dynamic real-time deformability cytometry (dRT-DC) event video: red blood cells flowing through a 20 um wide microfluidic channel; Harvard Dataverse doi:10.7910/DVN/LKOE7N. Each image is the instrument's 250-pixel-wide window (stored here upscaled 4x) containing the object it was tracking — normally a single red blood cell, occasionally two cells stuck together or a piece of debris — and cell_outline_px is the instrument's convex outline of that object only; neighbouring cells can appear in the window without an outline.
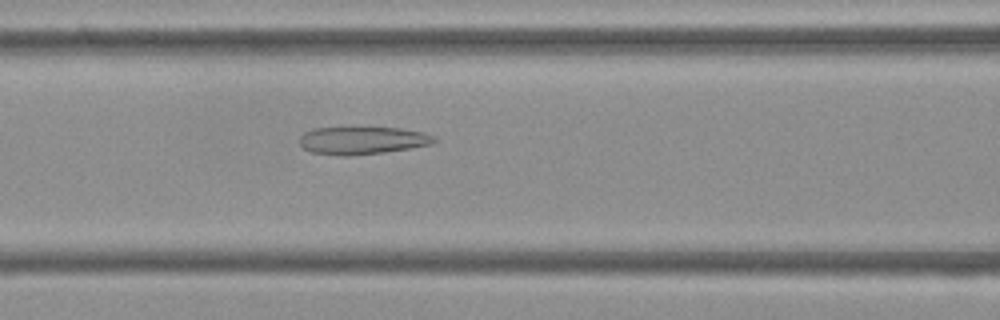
{"species": "Egyptian fruit bat (a non-hibernating species)", "species_latin": "Rousettus aegyptiacus", "temperature_condition": "cold", "stored_images_in_passage": 42, "camera_frame_rate_fps": 3000, "um_per_image_px": 0.085, "frame": {"image": 1, "passage_image": 11, "time_ms": 3.333, "image_size_px": [1000, 320], "cell_outline_px": [[440, 140], [432, 144], [384, 152], [348, 156], [340, 156], [312, 152], [304, 148], [300, 144], [300, 136], [304, 132], [312, 128], [348, 124], [400, 128], [424, 132], [436, 136]], "centroid_in_image_um": [30.79, 11.87], "position_along_channel_um": 135.8, "area_um2": 23.0}}
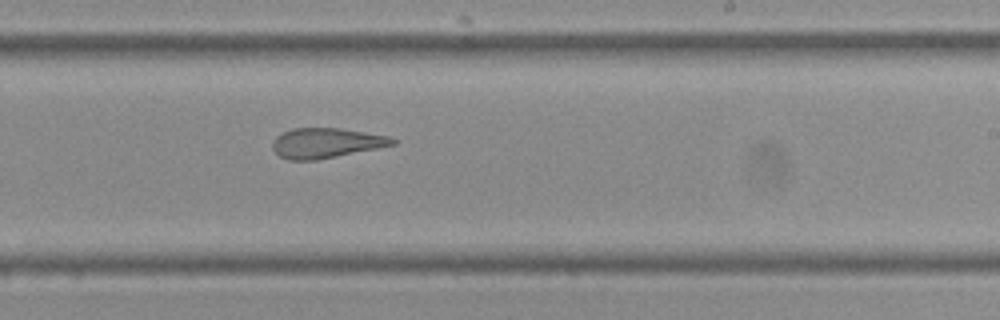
{"frame": {"image": 2, "passage_image": 21, "time_ms": 6.667, "image_size_px": [1000, 320], "cell_outline_px": [[396, 144], [316, 160], [288, 160], [280, 156], [272, 148], [272, 140], [276, 136], [292, 128], [340, 128], [388, 136], [396, 140]], "centroid_in_image_um": [27.67, 12.15], "position_along_channel_um": 261.3, "area_um2": 20.75}}
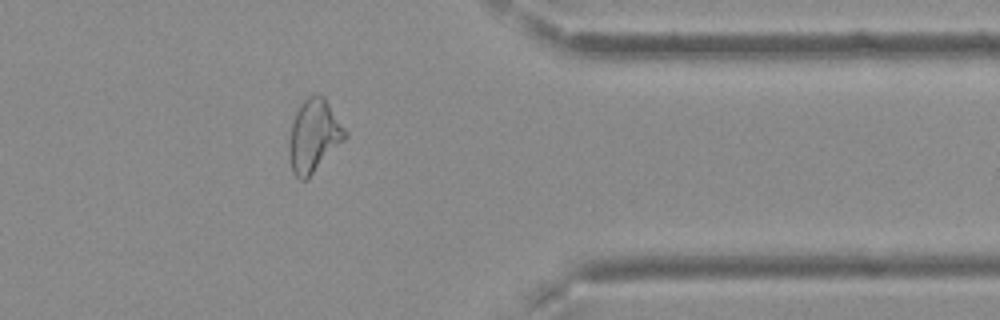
{"frame": {"image": 3, "passage_image": 32, "time_ms": 10.333, "image_size_px": [1000, 320], "cell_outline_px": [[348, 136], [308, 180], [300, 180], [292, 172], [288, 152], [288, 144], [292, 124], [296, 112], [304, 100], [308, 96], [324, 96], [348, 132]], "centroid_in_image_um": [26.69, 11.59], "position_along_channel_um": 384.7, "area_um2": 23.81}, "authors_computed_cell_mechanics": {"area_um2": 23.6691, "velocity_mm_per_s": 3.7718, "shape_relaxation_time_tau1_ms": null, "shape_relaxation_time_tau2_ms": 2.5841, "deformation_change_tau1": null, "deformation_change_tau2": 0.1294}}